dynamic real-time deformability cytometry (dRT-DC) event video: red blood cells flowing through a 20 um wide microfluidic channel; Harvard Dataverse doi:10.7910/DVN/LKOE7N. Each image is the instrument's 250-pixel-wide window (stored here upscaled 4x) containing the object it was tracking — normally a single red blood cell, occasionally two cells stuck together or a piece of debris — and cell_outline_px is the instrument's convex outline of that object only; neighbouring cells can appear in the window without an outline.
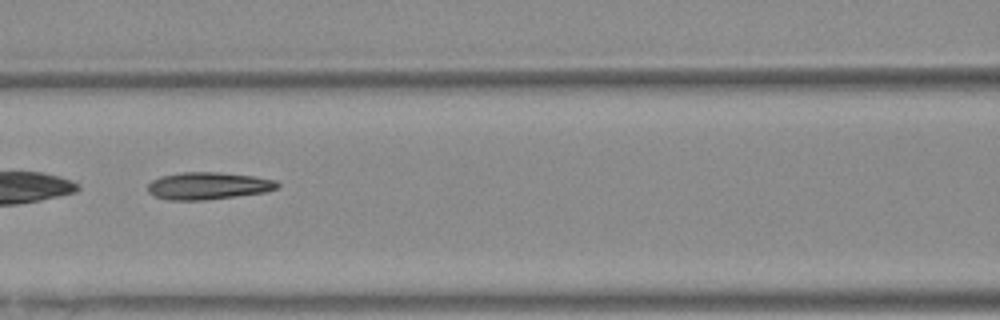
{"species": "Egyptian fruit bat (a non-hibernating species)", "species_latin": "Rousettus aegyptiacus", "temperature_condition": "warm", "stored_images_in_passage": 49, "camera_frame_rate_fps": 3000, "um_per_image_px": 0.085, "animal": {"sex": "female"}, "frame": {"image": 1, "passage_image": 22, "time_ms": 7.0, "image_size_px": [1000, 320], "cell_outline_px": [[280, 184], [276, 188], [264, 192], [204, 200], [168, 200], [156, 196], [148, 192], [148, 184], [152, 180], [160, 176], [184, 172], [220, 172], [252, 176], [276, 180]], "centroid_in_image_um": [17.67, 15.79], "position_along_channel_um": 148.9, "area_um2": 20.4}}